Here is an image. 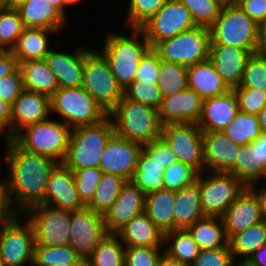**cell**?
<instances>
[{
	"label": "cell",
	"instance_id": "cell-1",
	"mask_svg": "<svg viewBox=\"0 0 266 266\" xmlns=\"http://www.w3.org/2000/svg\"><path fill=\"white\" fill-rule=\"evenodd\" d=\"M3 136L8 149L5 156L9 169L6 185L14 209L22 214L44 200L49 176L59 163L50 157L25 151L7 135Z\"/></svg>",
	"mask_w": 266,
	"mask_h": 266
},
{
	"label": "cell",
	"instance_id": "cell-2",
	"mask_svg": "<svg viewBox=\"0 0 266 266\" xmlns=\"http://www.w3.org/2000/svg\"><path fill=\"white\" fill-rule=\"evenodd\" d=\"M128 28L132 31L130 38L121 33H109L102 51H99L123 90L135 81V74L140 61L151 48L144 33L139 28ZM140 36L143 37V40Z\"/></svg>",
	"mask_w": 266,
	"mask_h": 266
},
{
	"label": "cell",
	"instance_id": "cell-3",
	"mask_svg": "<svg viewBox=\"0 0 266 266\" xmlns=\"http://www.w3.org/2000/svg\"><path fill=\"white\" fill-rule=\"evenodd\" d=\"M108 116L113 117L115 134L122 138L143 146L161 138L162 125L153 107L123 96Z\"/></svg>",
	"mask_w": 266,
	"mask_h": 266
},
{
	"label": "cell",
	"instance_id": "cell-4",
	"mask_svg": "<svg viewBox=\"0 0 266 266\" xmlns=\"http://www.w3.org/2000/svg\"><path fill=\"white\" fill-rule=\"evenodd\" d=\"M114 134V125L109 116L98 124L71 128L69 146L62 164L72 172L99 168L103 151Z\"/></svg>",
	"mask_w": 266,
	"mask_h": 266
},
{
	"label": "cell",
	"instance_id": "cell-5",
	"mask_svg": "<svg viewBox=\"0 0 266 266\" xmlns=\"http://www.w3.org/2000/svg\"><path fill=\"white\" fill-rule=\"evenodd\" d=\"M70 130L67 124L48 119L23 127L11 139L25 151L62 163L69 146Z\"/></svg>",
	"mask_w": 266,
	"mask_h": 266
},
{
	"label": "cell",
	"instance_id": "cell-6",
	"mask_svg": "<svg viewBox=\"0 0 266 266\" xmlns=\"http://www.w3.org/2000/svg\"><path fill=\"white\" fill-rule=\"evenodd\" d=\"M50 112L71 128L94 125L108 117L105 109L81 86L58 88L50 96Z\"/></svg>",
	"mask_w": 266,
	"mask_h": 266
},
{
	"label": "cell",
	"instance_id": "cell-7",
	"mask_svg": "<svg viewBox=\"0 0 266 266\" xmlns=\"http://www.w3.org/2000/svg\"><path fill=\"white\" fill-rule=\"evenodd\" d=\"M210 44V29L196 26L158 42L153 49L159 55L160 60L188 67L209 59Z\"/></svg>",
	"mask_w": 266,
	"mask_h": 266
},
{
	"label": "cell",
	"instance_id": "cell-8",
	"mask_svg": "<svg viewBox=\"0 0 266 266\" xmlns=\"http://www.w3.org/2000/svg\"><path fill=\"white\" fill-rule=\"evenodd\" d=\"M82 87L109 113L123 98L124 90L110 71L105 58L84 48Z\"/></svg>",
	"mask_w": 266,
	"mask_h": 266
},
{
	"label": "cell",
	"instance_id": "cell-9",
	"mask_svg": "<svg viewBox=\"0 0 266 266\" xmlns=\"http://www.w3.org/2000/svg\"><path fill=\"white\" fill-rule=\"evenodd\" d=\"M258 26L239 6L222 9L209 27L211 44L229 45L255 53Z\"/></svg>",
	"mask_w": 266,
	"mask_h": 266
},
{
	"label": "cell",
	"instance_id": "cell-10",
	"mask_svg": "<svg viewBox=\"0 0 266 266\" xmlns=\"http://www.w3.org/2000/svg\"><path fill=\"white\" fill-rule=\"evenodd\" d=\"M34 231L35 245H69L70 210L38 204L21 215H26Z\"/></svg>",
	"mask_w": 266,
	"mask_h": 266
},
{
	"label": "cell",
	"instance_id": "cell-11",
	"mask_svg": "<svg viewBox=\"0 0 266 266\" xmlns=\"http://www.w3.org/2000/svg\"><path fill=\"white\" fill-rule=\"evenodd\" d=\"M199 174L201 207L205 216L221 217L246 189V185L230 173Z\"/></svg>",
	"mask_w": 266,
	"mask_h": 266
},
{
	"label": "cell",
	"instance_id": "cell-12",
	"mask_svg": "<svg viewBox=\"0 0 266 266\" xmlns=\"http://www.w3.org/2000/svg\"><path fill=\"white\" fill-rule=\"evenodd\" d=\"M196 26L190 11L179 0H168L139 29L153 48L158 42Z\"/></svg>",
	"mask_w": 266,
	"mask_h": 266
},
{
	"label": "cell",
	"instance_id": "cell-13",
	"mask_svg": "<svg viewBox=\"0 0 266 266\" xmlns=\"http://www.w3.org/2000/svg\"><path fill=\"white\" fill-rule=\"evenodd\" d=\"M161 138L175 153L178 161L192 166L199 173H205L202 131L196 123L163 125Z\"/></svg>",
	"mask_w": 266,
	"mask_h": 266
},
{
	"label": "cell",
	"instance_id": "cell-14",
	"mask_svg": "<svg viewBox=\"0 0 266 266\" xmlns=\"http://www.w3.org/2000/svg\"><path fill=\"white\" fill-rule=\"evenodd\" d=\"M18 214L9 224L0 229V261L5 266L33 264L35 238L28 220L20 223ZM18 218V219H17Z\"/></svg>",
	"mask_w": 266,
	"mask_h": 266
},
{
	"label": "cell",
	"instance_id": "cell-15",
	"mask_svg": "<svg viewBox=\"0 0 266 266\" xmlns=\"http://www.w3.org/2000/svg\"><path fill=\"white\" fill-rule=\"evenodd\" d=\"M107 234L103 215L87 206L70 210L69 245L84 261Z\"/></svg>",
	"mask_w": 266,
	"mask_h": 266
},
{
	"label": "cell",
	"instance_id": "cell-16",
	"mask_svg": "<svg viewBox=\"0 0 266 266\" xmlns=\"http://www.w3.org/2000/svg\"><path fill=\"white\" fill-rule=\"evenodd\" d=\"M143 145L114 134L108 141L100 159L103 173L121 176L126 181L133 177Z\"/></svg>",
	"mask_w": 266,
	"mask_h": 266
},
{
	"label": "cell",
	"instance_id": "cell-17",
	"mask_svg": "<svg viewBox=\"0 0 266 266\" xmlns=\"http://www.w3.org/2000/svg\"><path fill=\"white\" fill-rule=\"evenodd\" d=\"M202 141L206 171L229 173L235 165L240 145L222 131H202Z\"/></svg>",
	"mask_w": 266,
	"mask_h": 266
},
{
	"label": "cell",
	"instance_id": "cell-18",
	"mask_svg": "<svg viewBox=\"0 0 266 266\" xmlns=\"http://www.w3.org/2000/svg\"><path fill=\"white\" fill-rule=\"evenodd\" d=\"M203 99L192 89L163 98L158 108L161 125L198 123L202 114Z\"/></svg>",
	"mask_w": 266,
	"mask_h": 266
},
{
	"label": "cell",
	"instance_id": "cell-19",
	"mask_svg": "<svg viewBox=\"0 0 266 266\" xmlns=\"http://www.w3.org/2000/svg\"><path fill=\"white\" fill-rule=\"evenodd\" d=\"M145 196L131 181L121 187L116 202L103 215L108 234H116L132 218L145 212Z\"/></svg>",
	"mask_w": 266,
	"mask_h": 266
},
{
	"label": "cell",
	"instance_id": "cell-20",
	"mask_svg": "<svg viewBox=\"0 0 266 266\" xmlns=\"http://www.w3.org/2000/svg\"><path fill=\"white\" fill-rule=\"evenodd\" d=\"M221 219L227 239L264 220L258 198L249 187L227 208Z\"/></svg>",
	"mask_w": 266,
	"mask_h": 266
},
{
	"label": "cell",
	"instance_id": "cell-21",
	"mask_svg": "<svg viewBox=\"0 0 266 266\" xmlns=\"http://www.w3.org/2000/svg\"><path fill=\"white\" fill-rule=\"evenodd\" d=\"M40 204L67 210H78L86 206L77 193L73 172L62 163L51 172L45 198Z\"/></svg>",
	"mask_w": 266,
	"mask_h": 266
},
{
	"label": "cell",
	"instance_id": "cell-22",
	"mask_svg": "<svg viewBox=\"0 0 266 266\" xmlns=\"http://www.w3.org/2000/svg\"><path fill=\"white\" fill-rule=\"evenodd\" d=\"M252 53L229 45L210 44L209 60L230 89L240 86L247 59Z\"/></svg>",
	"mask_w": 266,
	"mask_h": 266
},
{
	"label": "cell",
	"instance_id": "cell-23",
	"mask_svg": "<svg viewBox=\"0 0 266 266\" xmlns=\"http://www.w3.org/2000/svg\"><path fill=\"white\" fill-rule=\"evenodd\" d=\"M50 97L23 90L12 105L11 138L23 127L49 119Z\"/></svg>",
	"mask_w": 266,
	"mask_h": 266
},
{
	"label": "cell",
	"instance_id": "cell-24",
	"mask_svg": "<svg viewBox=\"0 0 266 266\" xmlns=\"http://www.w3.org/2000/svg\"><path fill=\"white\" fill-rule=\"evenodd\" d=\"M239 112L234 89L203 100L202 114L197 123L201 131H222Z\"/></svg>",
	"mask_w": 266,
	"mask_h": 266
},
{
	"label": "cell",
	"instance_id": "cell-25",
	"mask_svg": "<svg viewBox=\"0 0 266 266\" xmlns=\"http://www.w3.org/2000/svg\"><path fill=\"white\" fill-rule=\"evenodd\" d=\"M45 60L54 73L59 88L83 85L84 48H78L74 53L50 50Z\"/></svg>",
	"mask_w": 266,
	"mask_h": 266
},
{
	"label": "cell",
	"instance_id": "cell-26",
	"mask_svg": "<svg viewBox=\"0 0 266 266\" xmlns=\"http://www.w3.org/2000/svg\"><path fill=\"white\" fill-rule=\"evenodd\" d=\"M116 235L125 247H162L164 244V233L145 212L132 218Z\"/></svg>",
	"mask_w": 266,
	"mask_h": 266
},
{
	"label": "cell",
	"instance_id": "cell-27",
	"mask_svg": "<svg viewBox=\"0 0 266 266\" xmlns=\"http://www.w3.org/2000/svg\"><path fill=\"white\" fill-rule=\"evenodd\" d=\"M24 27L62 31L67 20L47 0H27L15 8Z\"/></svg>",
	"mask_w": 266,
	"mask_h": 266
},
{
	"label": "cell",
	"instance_id": "cell-28",
	"mask_svg": "<svg viewBox=\"0 0 266 266\" xmlns=\"http://www.w3.org/2000/svg\"><path fill=\"white\" fill-rule=\"evenodd\" d=\"M187 81L188 88L194 90L203 100L230 90L209 59L188 66Z\"/></svg>",
	"mask_w": 266,
	"mask_h": 266
},
{
	"label": "cell",
	"instance_id": "cell-29",
	"mask_svg": "<svg viewBox=\"0 0 266 266\" xmlns=\"http://www.w3.org/2000/svg\"><path fill=\"white\" fill-rule=\"evenodd\" d=\"M173 211L174 230L187 229L206 217L201 207L199 176L193 184L176 191Z\"/></svg>",
	"mask_w": 266,
	"mask_h": 266
},
{
	"label": "cell",
	"instance_id": "cell-30",
	"mask_svg": "<svg viewBox=\"0 0 266 266\" xmlns=\"http://www.w3.org/2000/svg\"><path fill=\"white\" fill-rule=\"evenodd\" d=\"M60 33L42 28L25 27L18 38L16 46L11 50L18 62L44 60L50 52L49 33Z\"/></svg>",
	"mask_w": 266,
	"mask_h": 266
},
{
	"label": "cell",
	"instance_id": "cell-31",
	"mask_svg": "<svg viewBox=\"0 0 266 266\" xmlns=\"http://www.w3.org/2000/svg\"><path fill=\"white\" fill-rule=\"evenodd\" d=\"M176 191L163 189L145 196V213L164 233L174 230V200Z\"/></svg>",
	"mask_w": 266,
	"mask_h": 266
},
{
	"label": "cell",
	"instance_id": "cell-32",
	"mask_svg": "<svg viewBox=\"0 0 266 266\" xmlns=\"http://www.w3.org/2000/svg\"><path fill=\"white\" fill-rule=\"evenodd\" d=\"M19 68L25 90L43 93L50 97L59 88L57 79L45 59L21 62Z\"/></svg>",
	"mask_w": 266,
	"mask_h": 266
},
{
	"label": "cell",
	"instance_id": "cell-33",
	"mask_svg": "<svg viewBox=\"0 0 266 266\" xmlns=\"http://www.w3.org/2000/svg\"><path fill=\"white\" fill-rule=\"evenodd\" d=\"M229 173L240 179L247 187L263 179L266 166L260 163L259 145L248 143L240 146L235 165Z\"/></svg>",
	"mask_w": 266,
	"mask_h": 266
},
{
	"label": "cell",
	"instance_id": "cell-34",
	"mask_svg": "<svg viewBox=\"0 0 266 266\" xmlns=\"http://www.w3.org/2000/svg\"><path fill=\"white\" fill-rule=\"evenodd\" d=\"M162 165L153 160L151 156L143 149L139 155L136 169L130 180L145 195L164 189Z\"/></svg>",
	"mask_w": 266,
	"mask_h": 266
},
{
	"label": "cell",
	"instance_id": "cell-35",
	"mask_svg": "<svg viewBox=\"0 0 266 266\" xmlns=\"http://www.w3.org/2000/svg\"><path fill=\"white\" fill-rule=\"evenodd\" d=\"M200 249L220 248L228 245L221 217L206 216L187 228Z\"/></svg>",
	"mask_w": 266,
	"mask_h": 266
},
{
	"label": "cell",
	"instance_id": "cell-36",
	"mask_svg": "<svg viewBox=\"0 0 266 266\" xmlns=\"http://www.w3.org/2000/svg\"><path fill=\"white\" fill-rule=\"evenodd\" d=\"M168 245V247L165 245ZM164 252L182 264L191 266L200 248L187 229H175L164 234ZM166 247V248H165Z\"/></svg>",
	"mask_w": 266,
	"mask_h": 266
},
{
	"label": "cell",
	"instance_id": "cell-37",
	"mask_svg": "<svg viewBox=\"0 0 266 266\" xmlns=\"http://www.w3.org/2000/svg\"><path fill=\"white\" fill-rule=\"evenodd\" d=\"M266 243V220L237 233L228 239V245L234 259L241 256L240 262H245L248 257Z\"/></svg>",
	"mask_w": 266,
	"mask_h": 266
},
{
	"label": "cell",
	"instance_id": "cell-38",
	"mask_svg": "<svg viewBox=\"0 0 266 266\" xmlns=\"http://www.w3.org/2000/svg\"><path fill=\"white\" fill-rule=\"evenodd\" d=\"M125 249L116 234H107L85 260V266H125Z\"/></svg>",
	"mask_w": 266,
	"mask_h": 266
},
{
	"label": "cell",
	"instance_id": "cell-39",
	"mask_svg": "<svg viewBox=\"0 0 266 266\" xmlns=\"http://www.w3.org/2000/svg\"><path fill=\"white\" fill-rule=\"evenodd\" d=\"M127 181L121 176L103 173L91 201L86 205L94 212L104 215L105 212L116 202L121 187Z\"/></svg>",
	"mask_w": 266,
	"mask_h": 266
},
{
	"label": "cell",
	"instance_id": "cell-40",
	"mask_svg": "<svg viewBox=\"0 0 266 266\" xmlns=\"http://www.w3.org/2000/svg\"><path fill=\"white\" fill-rule=\"evenodd\" d=\"M85 265L70 245L65 246H41L35 245L33 264L34 266H62V265Z\"/></svg>",
	"mask_w": 266,
	"mask_h": 266
},
{
	"label": "cell",
	"instance_id": "cell-41",
	"mask_svg": "<svg viewBox=\"0 0 266 266\" xmlns=\"http://www.w3.org/2000/svg\"><path fill=\"white\" fill-rule=\"evenodd\" d=\"M222 132L240 146L252 143L262 134L257 115L240 111Z\"/></svg>",
	"mask_w": 266,
	"mask_h": 266
},
{
	"label": "cell",
	"instance_id": "cell-42",
	"mask_svg": "<svg viewBox=\"0 0 266 266\" xmlns=\"http://www.w3.org/2000/svg\"><path fill=\"white\" fill-rule=\"evenodd\" d=\"M157 85L163 98L187 89V67L181 64L160 60V71Z\"/></svg>",
	"mask_w": 266,
	"mask_h": 266
},
{
	"label": "cell",
	"instance_id": "cell-43",
	"mask_svg": "<svg viewBox=\"0 0 266 266\" xmlns=\"http://www.w3.org/2000/svg\"><path fill=\"white\" fill-rule=\"evenodd\" d=\"M24 28L15 8L0 5V47L2 50L11 51L16 46Z\"/></svg>",
	"mask_w": 266,
	"mask_h": 266
},
{
	"label": "cell",
	"instance_id": "cell-44",
	"mask_svg": "<svg viewBox=\"0 0 266 266\" xmlns=\"http://www.w3.org/2000/svg\"><path fill=\"white\" fill-rule=\"evenodd\" d=\"M199 172L192 166L177 161L168 166L162 175L164 189L179 191L197 181Z\"/></svg>",
	"mask_w": 266,
	"mask_h": 266
},
{
	"label": "cell",
	"instance_id": "cell-45",
	"mask_svg": "<svg viewBox=\"0 0 266 266\" xmlns=\"http://www.w3.org/2000/svg\"><path fill=\"white\" fill-rule=\"evenodd\" d=\"M237 88H254L266 92V59L252 53L247 59L241 84Z\"/></svg>",
	"mask_w": 266,
	"mask_h": 266
},
{
	"label": "cell",
	"instance_id": "cell-46",
	"mask_svg": "<svg viewBox=\"0 0 266 266\" xmlns=\"http://www.w3.org/2000/svg\"><path fill=\"white\" fill-rule=\"evenodd\" d=\"M191 13L197 26L210 27L222 8L216 0H179Z\"/></svg>",
	"mask_w": 266,
	"mask_h": 266
},
{
	"label": "cell",
	"instance_id": "cell-47",
	"mask_svg": "<svg viewBox=\"0 0 266 266\" xmlns=\"http://www.w3.org/2000/svg\"><path fill=\"white\" fill-rule=\"evenodd\" d=\"M124 96L132 101L148 105L158 110L163 100L157 84L134 81L124 89Z\"/></svg>",
	"mask_w": 266,
	"mask_h": 266
},
{
	"label": "cell",
	"instance_id": "cell-48",
	"mask_svg": "<svg viewBox=\"0 0 266 266\" xmlns=\"http://www.w3.org/2000/svg\"><path fill=\"white\" fill-rule=\"evenodd\" d=\"M168 0H130L126 25L139 28L153 16Z\"/></svg>",
	"mask_w": 266,
	"mask_h": 266
},
{
	"label": "cell",
	"instance_id": "cell-49",
	"mask_svg": "<svg viewBox=\"0 0 266 266\" xmlns=\"http://www.w3.org/2000/svg\"><path fill=\"white\" fill-rule=\"evenodd\" d=\"M77 193L81 201L87 205L94 196L103 172L97 168H86L73 172Z\"/></svg>",
	"mask_w": 266,
	"mask_h": 266
},
{
	"label": "cell",
	"instance_id": "cell-50",
	"mask_svg": "<svg viewBox=\"0 0 266 266\" xmlns=\"http://www.w3.org/2000/svg\"><path fill=\"white\" fill-rule=\"evenodd\" d=\"M163 253L164 247H126L125 266H157Z\"/></svg>",
	"mask_w": 266,
	"mask_h": 266
},
{
	"label": "cell",
	"instance_id": "cell-51",
	"mask_svg": "<svg viewBox=\"0 0 266 266\" xmlns=\"http://www.w3.org/2000/svg\"><path fill=\"white\" fill-rule=\"evenodd\" d=\"M240 112L257 115L266 106V92L254 88H235Z\"/></svg>",
	"mask_w": 266,
	"mask_h": 266
},
{
	"label": "cell",
	"instance_id": "cell-52",
	"mask_svg": "<svg viewBox=\"0 0 266 266\" xmlns=\"http://www.w3.org/2000/svg\"><path fill=\"white\" fill-rule=\"evenodd\" d=\"M235 260L229 245L220 248L200 249L191 266H233Z\"/></svg>",
	"mask_w": 266,
	"mask_h": 266
},
{
	"label": "cell",
	"instance_id": "cell-53",
	"mask_svg": "<svg viewBox=\"0 0 266 266\" xmlns=\"http://www.w3.org/2000/svg\"><path fill=\"white\" fill-rule=\"evenodd\" d=\"M160 71V58L157 52L150 48L142 57L135 74V81L152 84L158 83Z\"/></svg>",
	"mask_w": 266,
	"mask_h": 266
},
{
	"label": "cell",
	"instance_id": "cell-54",
	"mask_svg": "<svg viewBox=\"0 0 266 266\" xmlns=\"http://www.w3.org/2000/svg\"><path fill=\"white\" fill-rule=\"evenodd\" d=\"M23 88L22 73L18 68L13 74L0 78V98L13 105Z\"/></svg>",
	"mask_w": 266,
	"mask_h": 266
},
{
	"label": "cell",
	"instance_id": "cell-55",
	"mask_svg": "<svg viewBox=\"0 0 266 266\" xmlns=\"http://www.w3.org/2000/svg\"><path fill=\"white\" fill-rule=\"evenodd\" d=\"M143 149L151 156L153 160L159 162L164 169H166L172 163L178 161L175 153L162 138L144 145Z\"/></svg>",
	"mask_w": 266,
	"mask_h": 266
},
{
	"label": "cell",
	"instance_id": "cell-56",
	"mask_svg": "<svg viewBox=\"0 0 266 266\" xmlns=\"http://www.w3.org/2000/svg\"><path fill=\"white\" fill-rule=\"evenodd\" d=\"M18 214L10 201L6 183L0 184V229L9 224Z\"/></svg>",
	"mask_w": 266,
	"mask_h": 266
},
{
	"label": "cell",
	"instance_id": "cell-57",
	"mask_svg": "<svg viewBox=\"0 0 266 266\" xmlns=\"http://www.w3.org/2000/svg\"><path fill=\"white\" fill-rule=\"evenodd\" d=\"M239 7L258 25L266 22V0H245Z\"/></svg>",
	"mask_w": 266,
	"mask_h": 266
},
{
	"label": "cell",
	"instance_id": "cell-58",
	"mask_svg": "<svg viewBox=\"0 0 266 266\" xmlns=\"http://www.w3.org/2000/svg\"><path fill=\"white\" fill-rule=\"evenodd\" d=\"M19 68L17 57L12 51L0 53V78L13 74Z\"/></svg>",
	"mask_w": 266,
	"mask_h": 266
},
{
	"label": "cell",
	"instance_id": "cell-59",
	"mask_svg": "<svg viewBox=\"0 0 266 266\" xmlns=\"http://www.w3.org/2000/svg\"><path fill=\"white\" fill-rule=\"evenodd\" d=\"M12 105L0 98V133L11 138Z\"/></svg>",
	"mask_w": 266,
	"mask_h": 266
},
{
	"label": "cell",
	"instance_id": "cell-60",
	"mask_svg": "<svg viewBox=\"0 0 266 266\" xmlns=\"http://www.w3.org/2000/svg\"><path fill=\"white\" fill-rule=\"evenodd\" d=\"M244 264L246 266H266V243L254 251Z\"/></svg>",
	"mask_w": 266,
	"mask_h": 266
},
{
	"label": "cell",
	"instance_id": "cell-61",
	"mask_svg": "<svg viewBox=\"0 0 266 266\" xmlns=\"http://www.w3.org/2000/svg\"><path fill=\"white\" fill-rule=\"evenodd\" d=\"M255 53L266 59V22L258 26V42Z\"/></svg>",
	"mask_w": 266,
	"mask_h": 266
},
{
	"label": "cell",
	"instance_id": "cell-62",
	"mask_svg": "<svg viewBox=\"0 0 266 266\" xmlns=\"http://www.w3.org/2000/svg\"><path fill=\"white\" fill-rule=\"evenodd\" d=\"M257 185L255 182L250 184L248 187L254 192V194L257 196L258 201H259V205H260V209H261V213L262 216L264 218V220H266V187L261 188L259 191L255 188ZM258 191V192H257Z\"/></svg>",
	"mask_w": 266,
	"mask_h": 266
},
{
	"label": "cell",
	"instance_id": "cell-63",
	"mask_svg": "<svg viewBox=\"0 0 266 266\" xmlns=\"http://www.w3.org/2000/svg\"><path fill=\"white\" fill-rule=\"evenodd\" d=\"M254 145H259L260 163L266 166V133H262L255 141Z\"/></svg>",
	"mask_w": 266,
	"mask_h": 266
},
{
	"label": "cell",
	"instance_id": "cell-64",
	"mask_svg": "<svg viewBox=\"0 0 266 266\" xmlns=\"http://www.w3.org/2000/svg\"><path fill=\"white\" fill-rule=\"evenodd\" d=\"M157 266H187L169 257L165 252L161 255Z\"/></svg>",
	"mask_w": 266,
	"mask_h": 266
},
{
	"label": "cell",
	"instance_id": "cell-65",
	"mask_svg": "<svg viewBox=\"0 0 266 266\" xmlns=\"http://www.w3.org/2000/svg\"><path fill=\"white\" fill-rule=\"evenodd\" d=\"M262 133H266V106L257 114Z\"/></svg>",
	"mask_w": 266,
	"mask_h": 266
},
{
	"label": "cell",
	"instance_id": "cell-66",
	"mask_svg": "<svg viewBox=\"0 0 266 266\" xmlns=\"http://www.w3.org/2000/svg\"><path fill=\"white\" fill-rule=\"evenodd\" d=\"M51 6H53L66 20H67V14L65 12V9L62 5L61 0H47Z\"/></svg>",
	"mask_w": 266,
	"mask_h": 266
},
{
	"label": "cell",
	"instance_id": "cell-67",
	"mask_svg": "<svg viewBox=\"0 0 266 266\" xmlns=\"http://www.w3.org/2000/svg\"><path fill=\"white\" fill-rule=\"evenodd\" d=\"M27 0H5L1 5L8 8H16L18 5L26 2Z\"/></svg>",
	"mask_w": 266,
	"mask_h": 266
},
{
	"label": "cell",
	"instance_id": "cell-68",
	"mask_svg": "<svg viewBox=\"0 0 266 266\" xmlns=\"http://www.w3.org/2000/svg\"><path fill=\"white\" fill-rule=\"evenodd\" d=\"M216 2L222 9L236 6V0H216Z\"/></svg>",
	"mask_w": 266,
	"mask_h": 266
},
{
	"label": "cell",
	"instance_id": "cell-69",
	"mask_svg": "<svg viewBox=\"0 0 266 266\" xmlns=\"http://www.w3.org/2000/svg\"><path fill=\"white\" fill-rule=\"evenodd\" d=\"M62 1V5L65 8L66 5H70V4H75V3H79L81 0H61Z\"/></svg>",
	"mask_w": 266,
	"mask_h": 266
},
{
	"label": "cell",
	"instance_id": "cell-70",
	"mask_svg": "<svg viewBox=\"0 0 266 266\" xmlns=\"http://www.w3.org/2000/svg\"><path fill=\"white\" fill-rule=\"evenodd\" d=\"M233 266H246L243 262H236Z\"/></svg>",
	"mask_w": 266,
	"mask_h": 266
},
{
	"label": "cell",
	"instance_id": "cell-71",
	"mask_svg": "<svg viewBox=\"0 0 266 266\" xmlns=\"http://www.w3.org/2000/svg\"><path fill=\"white\" fill-rule=\"evenodd\" d=\"M245 0H236V6H239L242 2H244Z\"/></svg>",
	"mask_w": 266,
	"mask_h": 266
},
{
	"label": "cell",
	"instance_id": "cell-72",
	"mask_svg": "<svg viewBox=\"0 0 266 266\" xmlns=\"http://www.w3.org/2000/svg\"><path fill=\"white\" fill-rule=\"evenodd\" d=\"M0 135H1V133H0ZM1 166V165H0ZM2 183H6V177H4L3 179L1 178V180H0V184H2Z\"/></svg>",
	"mask_w": 266,
	"mask_h": 266
},
{
	"label": "cell",
	"instance_id": "cell-73",
	"mask_svg": "<svg viewBox=\"0 0 266 266\" xmlns=\"http://www.w3.org/2000/svg\"><path fill=\"white\" fill-rule=\"evenodd\" d=\"M62 266H85V265H62Z\"/></svg>",
	"mask_w": 266,
	"mask_h": 266
}]
</instances>
